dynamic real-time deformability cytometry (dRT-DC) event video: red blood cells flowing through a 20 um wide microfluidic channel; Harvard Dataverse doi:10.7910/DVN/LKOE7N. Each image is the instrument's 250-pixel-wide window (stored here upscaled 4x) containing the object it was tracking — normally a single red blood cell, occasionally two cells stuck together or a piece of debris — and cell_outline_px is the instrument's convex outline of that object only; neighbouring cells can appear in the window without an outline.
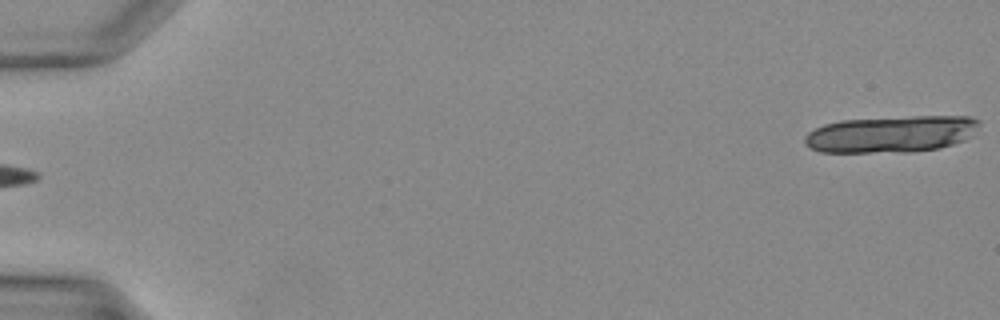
{"species": "Egyptian fruit bat (a non-hibernating species)", "species_latin": "Rousettus aegyptiacus", "temperature_condition": "warm", "stored_images_in_passage": 15, "camera_frame_rate_fps": 3000, "um_per_image_px": 0.085, "animal": {"sex": "female"}, "frame": {"image": 1, "passage_image": 1, "time_ms": 0.0, "image_size_px": [1000, 320], "cell_outline_px": [[980, 124], [964, 140], [940, 148], [912, 152], [820, 152], [804, 144], [804, 136], [808, 132], [824, 124], [840, 120], [912, 116], [972, 116], [980, 120]], "centroid_in_image_um": [75.73, 11.39], "position_along_channel_um": 9.3, "area_um2": 37.45}}